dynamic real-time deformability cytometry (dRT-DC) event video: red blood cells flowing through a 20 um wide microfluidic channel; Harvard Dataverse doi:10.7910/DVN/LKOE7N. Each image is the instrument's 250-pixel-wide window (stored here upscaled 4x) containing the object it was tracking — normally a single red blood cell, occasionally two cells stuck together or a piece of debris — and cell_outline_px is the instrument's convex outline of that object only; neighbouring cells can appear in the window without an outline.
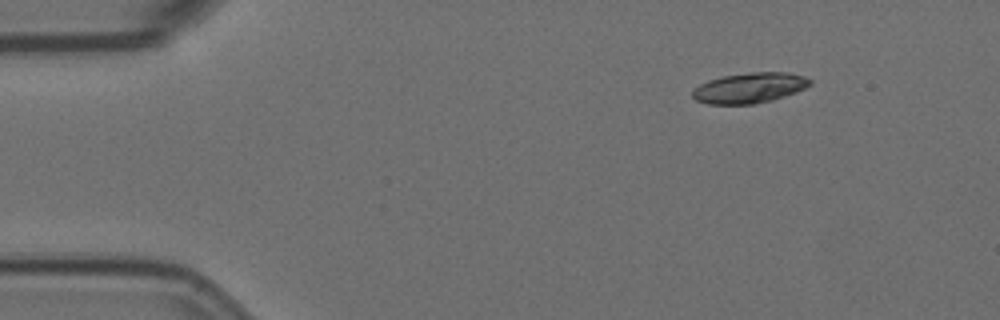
{"species": "Egyptian fruit bat (a non-hibernating species)", "species_latin": "Rousettus aegyptiacus", "temperature_condition": "room temperature", "stored_images_in_passage": 3, "camera_frame_rate_fps": 3000, "um_per_image_px": 0.085, "animal": {"sex": "female"}, "frame": {"image": 1, "passage_image": 1, "time_ms": 0.0, "image_size_px": [1000, 320], "cell_outline_px": [[812, 84], [796, 92], [772, 100], [752, 104], [708, 104], [696, 100], [692, 96], [692, 92], [700, 84], [708, 80], [724, 76], [748, 72], [788, 72], [804, 76], [812, 80]], "centroid_in_image_um": [63.73, 7.46], "position_along_channel_um": 21.3, "area_um2": 20.75}}